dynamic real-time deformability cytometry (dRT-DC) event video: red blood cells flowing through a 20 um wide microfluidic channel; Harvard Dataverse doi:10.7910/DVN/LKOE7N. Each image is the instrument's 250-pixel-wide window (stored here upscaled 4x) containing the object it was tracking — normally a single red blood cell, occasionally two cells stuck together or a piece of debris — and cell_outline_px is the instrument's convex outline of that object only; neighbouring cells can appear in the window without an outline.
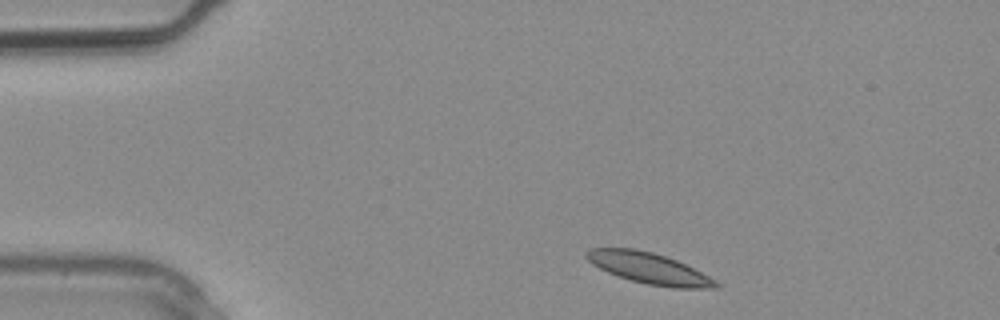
{"species": "common noctule bat (a hibernating species)", "species_latin": "Nyctalus noctula", "temperature_condition": "warm", "stored_images_in_passage": 2, "camera_frame_rate_fps": 3000, "um_per_image_px": 0.085, "animal": {"sex": "male", "body_mass_g": 20.4}, "frame": {"image": 1, "passage_image": 1, "time_ms": 0.0, "image_size_px": [1000, 320], "cell_outline_px": [[720, 288], [672, 288], [648, 284], [632, 280], [608, 272], [592, 264], [584, 256], [584, 252], [588, 248], [636, 248], [652, 252], [676, 260], [716, 280], [720, 284]], "centroid_in_image_um": [55.14, 22.79], "position_along_channel_um": 29.9, "area_um2": 23.24}}
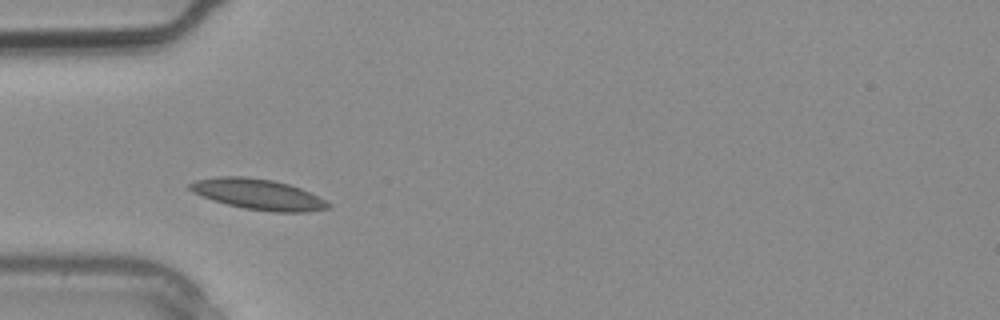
{"frame": {"image": 2, "passage_image": 2, "time_ms": 0.333, "image_size_px": [1000, 320], "cell_outline_px": [[332, 204], [328, 208], [308, 212], [272, 212], [244, 208], [212, 200], [192, 192], [188, 188], [188, 184], [196, 180], [216, 176], [244, 176], [272, 180], [288, 184], [300, 188]], "centroid_in_image_um": [21.9, 16.51], "position_along_channel_um": 63.1, "area_um2": 24.57}}